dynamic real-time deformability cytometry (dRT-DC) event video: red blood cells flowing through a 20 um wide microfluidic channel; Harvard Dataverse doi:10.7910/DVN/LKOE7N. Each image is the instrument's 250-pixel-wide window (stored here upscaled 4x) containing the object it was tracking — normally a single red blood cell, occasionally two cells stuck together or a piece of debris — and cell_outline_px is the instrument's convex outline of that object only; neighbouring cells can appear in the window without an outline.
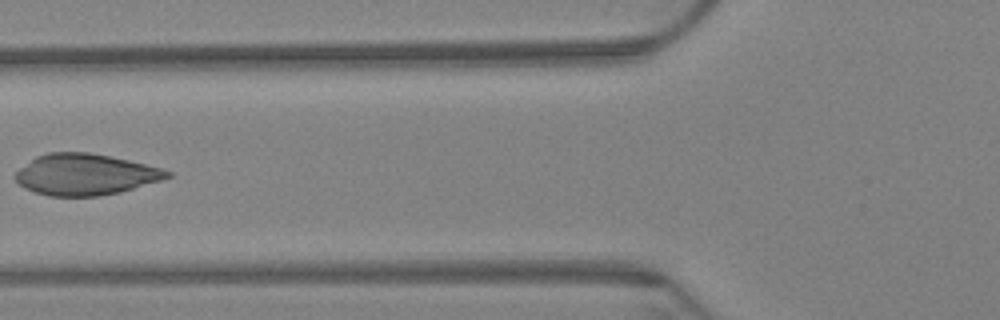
{"species": "Egyptian fruit bat (a non-hibernating species)", "species_latin": "Rousettus aegyptiacus", "temperature_condition": "warm", "stored_images_in_passage": 13, "camera_frame_rate_fps": 3000, "um_per_image_px": 0.085, "animal": {"sex": "female"}, "frame": {"image": 1, "passage_image": 4, "time_ms": 1.0, "image_size_px": [1000, 320], "cell_outline_px": [[172, 176], [160, 180], [120, 192], [100, 196], [48, 196], [24, 188], [12, 176], [20, 168], [36, 156], [48, 152], [88, 152], [128, 160], [160, 168], [172, 172]], "centroid_in_image_um": [7.21, 14.83], "position_along_channel_um": 118.6, "area_um2": 36.24}}
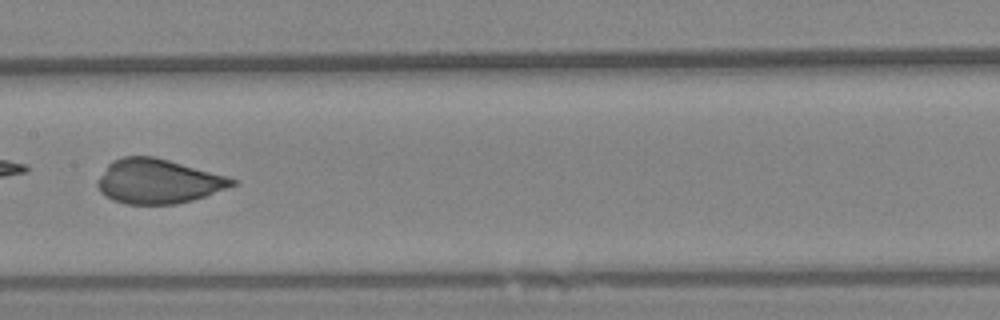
{"frame": {"image": 2, "passage_image": 6, "time_ms": 1.667, "image_size_px": [1000, 320], "cell_outline_px": [[236, 184], [204, 196], [192, 200], [176, 204], [124, 204], [112, 200], [100, 192], [96, 184], [100, 176], [108, 164], [112, 160], [124, 156], [152, 156], [168, 160], [224, 176], [236, 180]], "centroid_in_image_um": [13.36, 15.42], "position_along_channel_um": 194.0, "area_um2": 34.39}}
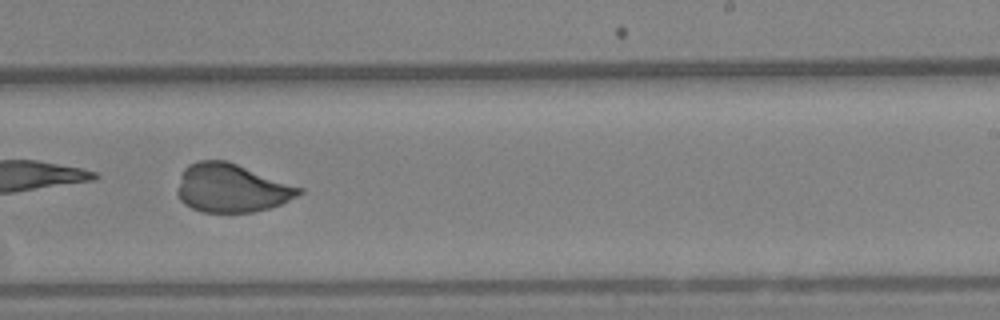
{"frame": {"image": 3, "passage_image": 8, "time_ms": 2.333, "image_size_px": [1000, 320], "cell_outline_px": [[304, 192], [280, 204], [268, 208], [252, 212], [200, 212], [184, 204], [180, 200], [176, 192], [180, 176], [184, 168], [188, 164], [200, 160], [228, 160], [304, 188]], "centroid_in_image_um": [19.66, 15.97], "position_along_channel_um": 269.3, "area_um2": 34.62}}